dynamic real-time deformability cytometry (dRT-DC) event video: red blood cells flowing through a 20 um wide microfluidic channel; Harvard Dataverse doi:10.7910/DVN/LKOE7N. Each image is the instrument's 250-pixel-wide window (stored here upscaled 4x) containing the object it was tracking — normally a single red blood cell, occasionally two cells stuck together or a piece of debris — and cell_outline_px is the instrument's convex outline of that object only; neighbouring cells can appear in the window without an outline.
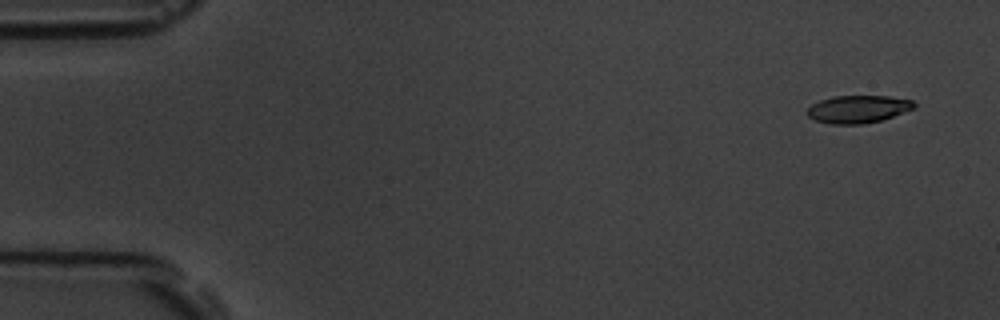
{"species": "common noctule bat (a hibernating species)", "species_latin": "Nyctalus noctula", "temperature_condition": "room temperature", "stored_images_in_passage": 5, "camera_frame_rate_fps": 3000, "um_per_image_px": 0.085, "animal": {"sex": "male", "body_mass_g": 19.5, "forearm_length_mm": 54.6}, "frame": {"image": 1, "passage_image": 1, "time_ms": 0.0, "image_size_px": [1000, 320], "cell_outline_px": [[916, 108], [880, 120], [860, 124], [832, 124], [816, 120], [808, 116], [804, 112], [812, 104], [820, 100], [832, 96], [888, 96], [912, 100], [916, 104]], "centroid_in_image_um": [72.92, 9.27], "position_along_channel_um": 12.1, "area_um2": 17.17}}